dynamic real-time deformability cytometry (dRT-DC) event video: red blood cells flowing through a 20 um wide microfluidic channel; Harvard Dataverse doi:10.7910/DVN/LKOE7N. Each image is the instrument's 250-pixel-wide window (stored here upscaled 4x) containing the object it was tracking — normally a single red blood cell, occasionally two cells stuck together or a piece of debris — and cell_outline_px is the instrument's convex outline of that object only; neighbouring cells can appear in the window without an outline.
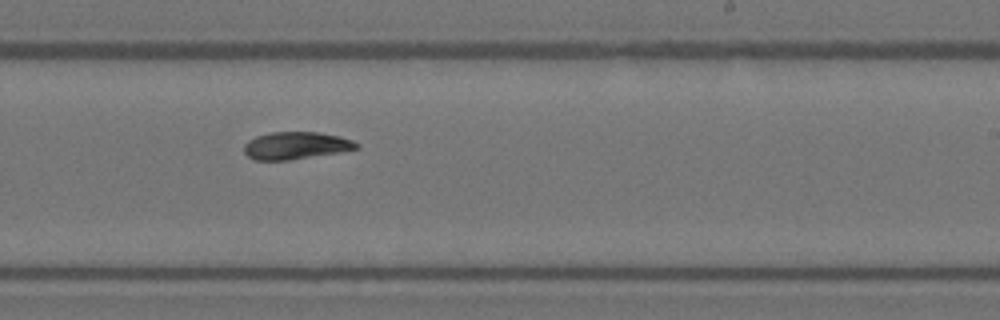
{"species": "Egyptian fruit bat (a non-hibernating species)", "species_latin": "Rousettus aegyptiacus", "temperature_condition": "warm", "stored_images_in_passage": 12, "camera_frame_rate_fps": 3000, "um_per_image_px": 0.085, "animal": {"sex": "female"}, "frame": {"image": 1, "passage_image": 7, "time_ms": 2.0, "image_size_px": [1000, 320], "cell_outline_px": [[360, 148], [340, 152], [288, 160], [256, 160], [248, 156], [244, 152], [244, 144], [248, 140], [256, 136], [272, 132], [316, 132], [340, 136], [352, 140], [360, 144]], "centroid_in_image_um": [25.16, 12.37], "position_along_channel_um": 263.8, "area_um2": 17.92}}
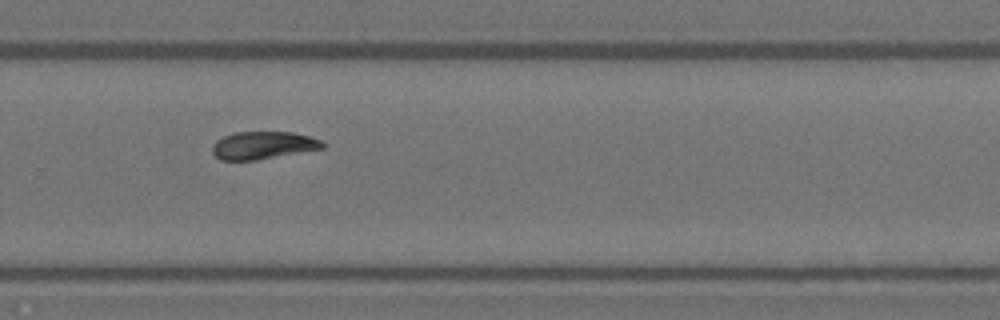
{"frame": {"image": 2, "passage_image": 8, "time_ms": 2.333, "image_size_px": [1000, 320], "cell_outline_px": [[324, 148], [256, 160], [220, 160], [212, 152], [212, 144], [216, 140], [224, 136], [236, 132], [292, 132], [308, 136], [320, 140], [324, 144]], "centroid_in_image_um": [22.32, 12.35], "position_along_channel_um": 307.5, "area_um2": 17.63}}
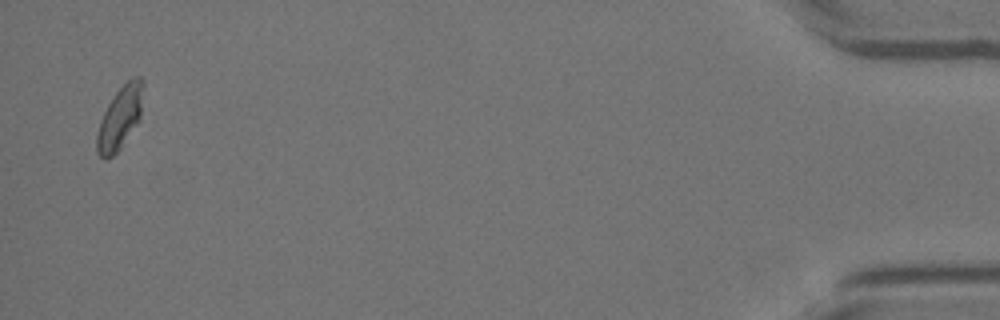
{"frame": {"image": 3, "passage_image": 12, "time_ms": 3.667, "image_size_px": [1000, 320], "cell_outline_px": [[144, 84], [140, 120], [120, 148], [112, 156], [104, 160], [96, 152], [96, 136], [100, 120], [108, 104], [116, 92], [132, 76], [140, 76], [144, 80]], "centroid_in_image_um": [10.21, 9.99], "position_along_channel_um": 425.0, "area_um2": 17.05}}